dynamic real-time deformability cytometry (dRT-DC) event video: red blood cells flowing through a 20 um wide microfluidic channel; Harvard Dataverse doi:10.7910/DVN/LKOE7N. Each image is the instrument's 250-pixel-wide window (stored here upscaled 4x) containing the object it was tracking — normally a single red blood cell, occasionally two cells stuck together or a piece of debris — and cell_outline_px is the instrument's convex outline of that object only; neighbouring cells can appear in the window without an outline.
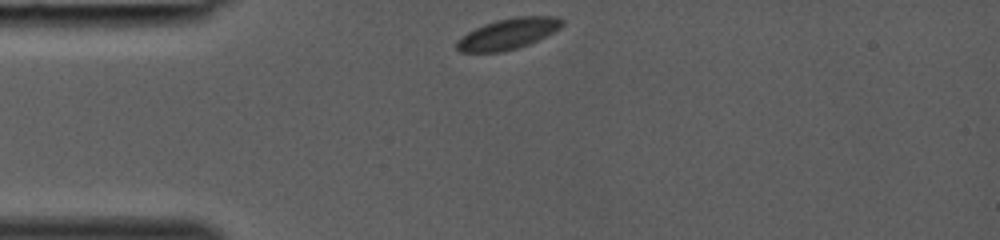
{"species": "common noctule bat (a hibernating species)", "species_latin": "Nyctalus noctula", "temperature_condition": "room temperature", "stored_images_in_passage": 27, "camera_frame_rate_fps": 3000, "um_per_image_px": 0.085, "animal": {"sex": "female", "body_mass_g": 19.0, "forearm_length_mm": 53.3}, "frame": {"image": 1, "passage_image": 1, "time_ms": 0.0, "image_size_px": [1000, 240], "cell_outline_px": [[564, 24], [560, 28], [528, 44], [504, 52], [460, 52], [456, 48], [456, 44], [460, 36], [484, 24], [496, 20], [516, 16], [556, 16], [564, 20]], "centroid_in_image_um": [43.17, 2.86], "position_along_channel_um": 41.8, "area_um2": 18.84}}
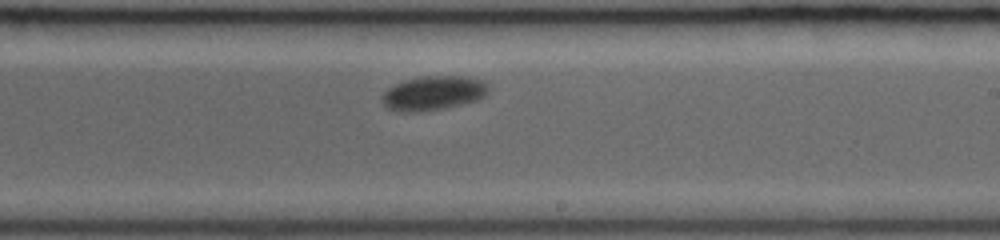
{"frame": {"image": 2, "passage_image": 16, "time_ms": 5.0, "image_size_px": [1000, 240], "cell_outline_px": [[488, 92], [480, 100], [444, 108], [420, 112], [400, 112], [388, 108], [384, 104], [384, 92], [388, 88], [404, 80], [424, 76], [464, 76], [480, 80], [488, 88]], "centroid_in_image_um": [36.84, 7.92], "position_along_channel_um": 252.2, "area_um2": 21.04}}
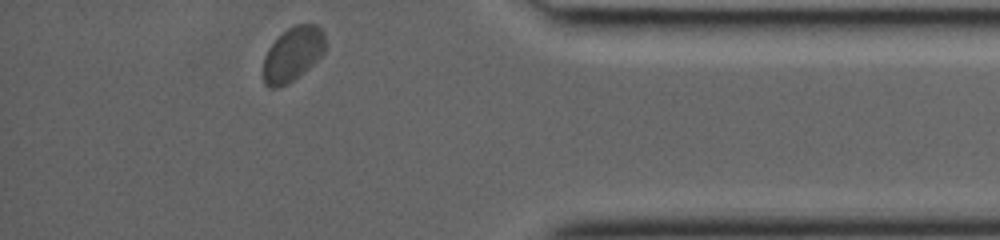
{"frame": {"image": 3, "passage_image": 27, "time_ms": 8.667, "image_size_px": [1000, 240], "cell_outline_px": [[324, 52], [304, 72], [288, 84], [276, 88], [268, 88], [264, 84], [264, 56], [268, 48], [288, 28], [296, 24], [316, 24], [324, 32]], "centroid_in_image_um": [24.87, 4.61], "position_along_channel_um": 410.3, "area_um2": 19.42}}